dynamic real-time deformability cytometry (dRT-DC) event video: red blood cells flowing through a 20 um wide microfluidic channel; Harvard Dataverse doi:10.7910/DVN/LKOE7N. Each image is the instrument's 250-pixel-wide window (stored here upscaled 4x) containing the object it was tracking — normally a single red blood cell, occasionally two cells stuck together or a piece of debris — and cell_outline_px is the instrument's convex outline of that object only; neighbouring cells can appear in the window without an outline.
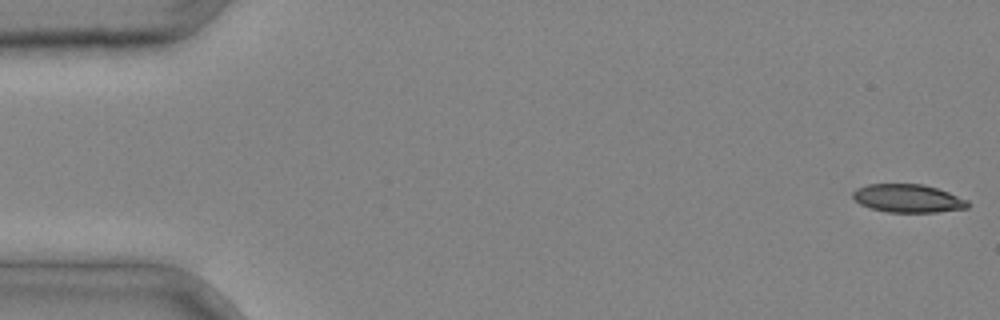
{"species": "common noctule bat (a hibernating species)", "species_latin": "Nyctalus noctula", "temperature_condition": "cold", "stored_images_in_passage": 3, "segment_of_instrument_passage": [2, 2], "camera_frame_rate_fps": 3000, "um_per_image_px": 0.085, "animal": {"sex": "male", "body_mass_g": 20.4}, "frame": {"image": 1, "passage_image": 3, "time_ms": 0.667, "image_size_px": [1000, 320], "cell_outline_px": [[968, 208], [936, 212], [888, 212], [872, 208], [860, 204], [852, 196], [852, 192], [856, 188], [868, 184], [924, 184], [948, 192], [968, 200]], "centroid_in_image_um": [77.17, 16.86], "position_along_channel_um": 7.8, "area_um2": 18.79}}